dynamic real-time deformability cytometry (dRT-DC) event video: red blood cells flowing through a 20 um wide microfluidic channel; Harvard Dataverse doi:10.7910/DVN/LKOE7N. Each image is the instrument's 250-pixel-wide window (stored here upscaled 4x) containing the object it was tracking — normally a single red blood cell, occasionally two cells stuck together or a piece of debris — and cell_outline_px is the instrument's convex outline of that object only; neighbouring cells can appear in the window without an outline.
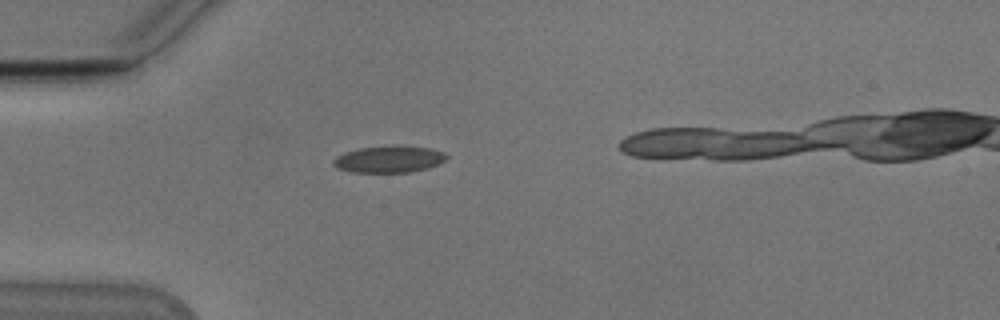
{"species": "Egyptian fruit bat (a non-hibernating species)", "species_latin": "Rousettus aegyptiacus", "temperature_condition": "cold", "stored_images_in_passage": 32, "camera_frame_rate_fps": 3000, "um_per_image_px": 0.085, "animal": {"sex": "male"}, "frame": {"image": 1, "passage_image": 1, "time_ms": 0.0, "image_size_px": [1000, 320], "cell_outline_px": [[448, 156], [440, 164], [428, 168], [412, 172], [352, 172], [336, 168], [332, 164], [332, 160], [336, 156], [344, 152], [360, 148], [400, 144], [428, 148], [444, 152]], "centroid_in_image_um": [33.06, 13.52], "position_along_channel_um": 51.9, "area_um2": 17.98}}
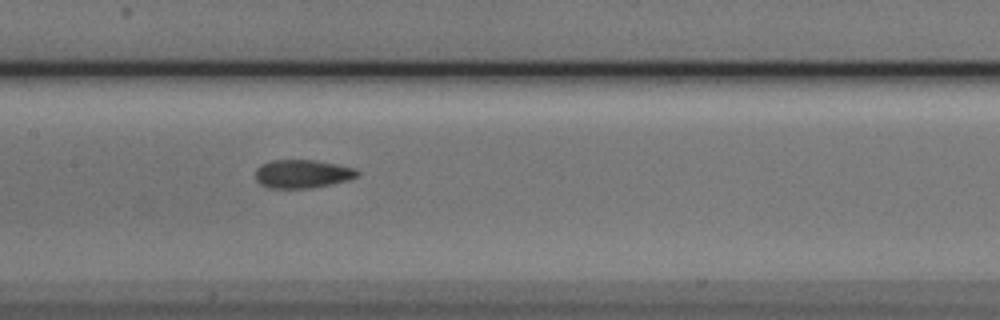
{"frame": {"image": 2, "passage_image": 12, "time_ms": 3.667, "image_size_px": [1000, 320], "cell_outline_px": [[360, 172], [356, 176], [348, 180], [332, 184], [312, 188], [268, 188], [260, 184], [256, 180], [256, 168], [260, 164], [272, 160], [316, 160], [356, 168]], "centroid_in_image_um": [25.69, 14.78], "position_along_channel_um": 181.7, "area_um2": 16.99}}
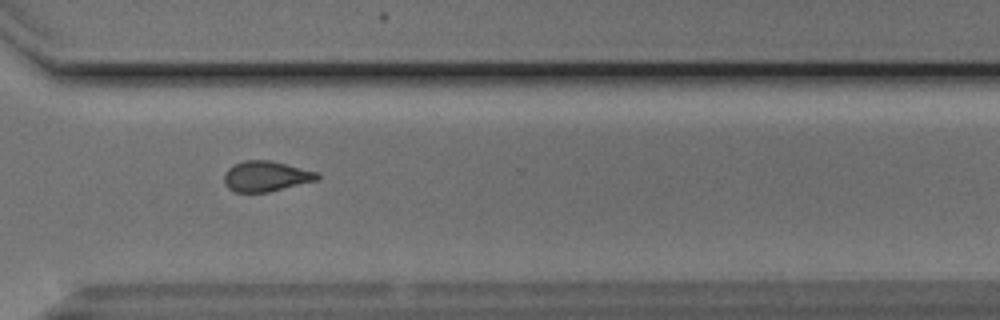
{"frame": {"image": 3, "passage_image": 25, "time_ms": 8.0, "image_size_px": [1000, 320], "cell_outline_px": [[320, 176], [316, 180], [268, 192], [236, 192], [228, 188], [224, 184], [224, 172], [232, 164], [244, 160], [268, 160], [316, 172]], "centroid_in_image_um": [22.52, 14.98], "position_along_channel_um": 348.1, "area_um2": 16.3}}